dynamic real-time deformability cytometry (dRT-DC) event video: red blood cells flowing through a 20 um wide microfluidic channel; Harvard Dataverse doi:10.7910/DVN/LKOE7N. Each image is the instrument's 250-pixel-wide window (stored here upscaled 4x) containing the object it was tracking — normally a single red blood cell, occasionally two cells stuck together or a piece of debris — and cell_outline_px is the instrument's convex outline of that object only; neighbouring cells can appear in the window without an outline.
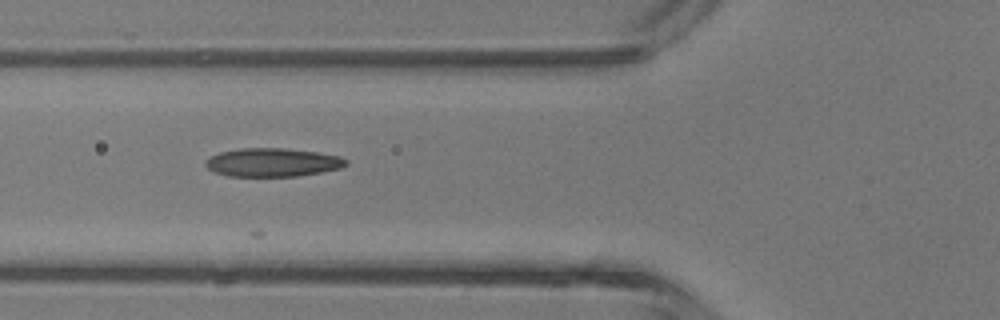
{"species": "common noctule bat (a hibernating species)", "species_latin": "Nyctalus noctula", "temperature_condition": "room temperature", "stored_images_in_passage": 3, "camera_frame_rate_fps": 3000, "um_per_image_px": 0.085, "animal": {"sex": "male", "body_mass_g": 13.3}, "frame": {"image": 1, "passage_image": 2, "time_ms": 1.333, "image_size_px": [1000, 320], "cell_outline_px": [[348, 164], [340, 168], [320, 172], [296, 176], [228, 176], [216, 172], [208, 168], [204, 164], [204, 160], [220, 152], [240, 148], [284, 148], [316, 152], [340, 156], [348, 160]], "centroid_in_image_um": [23.16, 13.8], "position_along_channel_um": 102.6, "area_um2": 23.24}}